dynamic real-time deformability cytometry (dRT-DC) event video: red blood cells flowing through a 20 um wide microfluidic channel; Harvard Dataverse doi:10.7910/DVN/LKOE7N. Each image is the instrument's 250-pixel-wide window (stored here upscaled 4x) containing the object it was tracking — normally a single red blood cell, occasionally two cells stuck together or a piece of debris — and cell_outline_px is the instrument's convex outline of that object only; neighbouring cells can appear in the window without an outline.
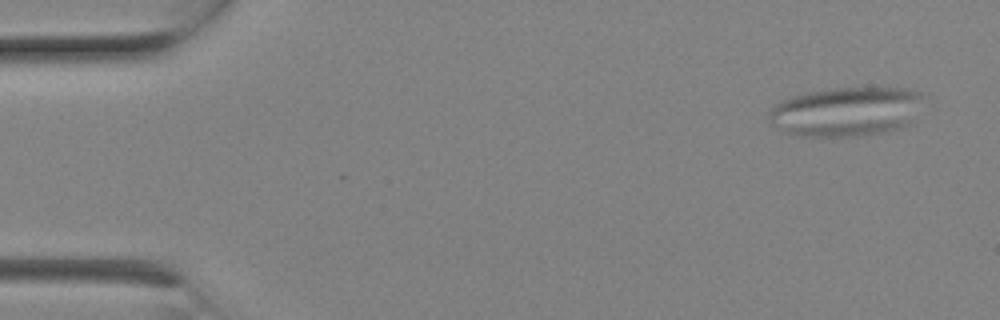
{"species": "Egyptian fruit bat (a non-hibernating species)", "species_latin": "Rousettus aegyptiacus", "temperature_condition": "room temperature", "stored_images_in_passage": 8, "camera_frame_rate_fps": 3000, "um_per_image_px": 0.085, "animal": {"sex": "female"}, "frame": {"image": 1, "passage_image": 1, "time_ms": 0.0, "image_size_px": [1000, 320], "cell_outline_px": [[924, 96], [912, 124], [900, 128], [884, 132], [856, 136], [796, 136], [784, 132], [768, 124], [768, 112], [780, 100], [804, 92], [828, 88], [904, 88], [920, 92]], "centroid_in_image_um": [71.89, 9.49], "position_along_channel_um": 13.1, "area_um2": 45.08}}
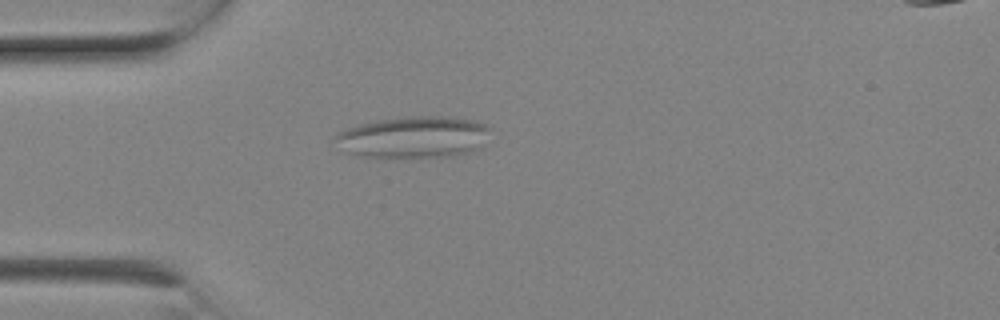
{"frame": {"image": 2, "passage_image": 5, "time_ms": 1.333, "image_size_px": [1000, 320], "cell_outline_px": [[492, 128], [480, 148], [472, 152], [456, 156], [364, 156], [348, 152], [336, 136], [340, 132], [348, 128], [360, 124], [376, 120], [404, 116], [440, 116], [476, 120], [488, 124]], "centroid_in_image_um": [35.31, 11.62], "position_along_channel_um": 49.7, "area_um2": 37.05}}